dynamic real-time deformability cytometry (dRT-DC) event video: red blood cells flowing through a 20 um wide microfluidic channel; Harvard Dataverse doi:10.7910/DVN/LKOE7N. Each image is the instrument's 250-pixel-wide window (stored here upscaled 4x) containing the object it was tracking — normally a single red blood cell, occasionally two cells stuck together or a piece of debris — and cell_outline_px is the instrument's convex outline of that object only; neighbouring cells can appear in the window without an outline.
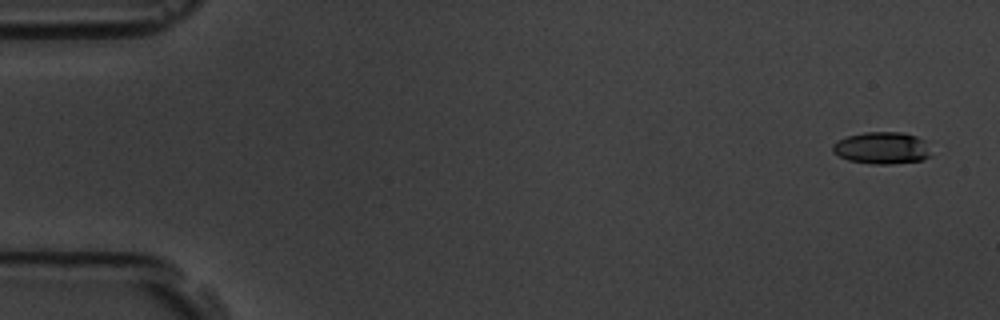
{"species": "common noctule bat (a hibernating species)", "species_latin": "Nyctalus noctula", "temperature_condition": "room temperature", "stored_images_in_passage": 5, "camera_frame_rate_fps": 3000, "um_per_image_px": 0.085, "animal": {"sex": "male", "body_mass_g": 19.5, "forearm_length_mm": 54.6}, "frame": {"image": 1, "passage_image": 1, "time_ms": 0.0, "image_size_px": [1000, 320], "cell_outline_px": [[932, 156], [924, 160], [892, 164], [872, 164], [848, 160], [832, 152], [832, 144], [836, 140], [844, 136], [864, 132], [900, 132], [916, 136], [924, 140]], "centroid_in_image_um": [74.94, 12.58], "position_along_channel_um": 10.1, "area_um2": 18.61}}
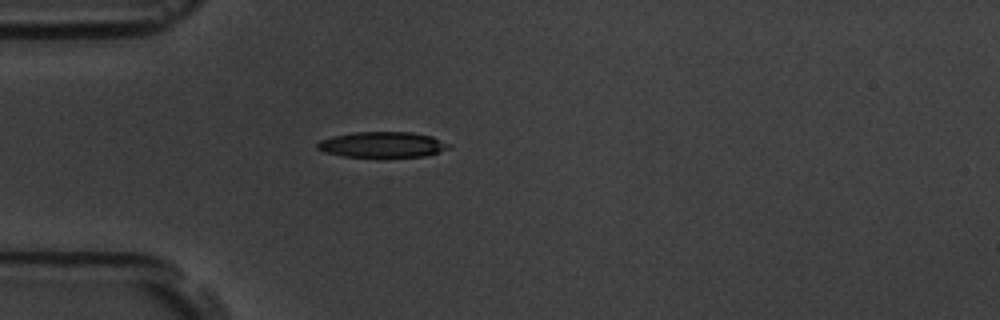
{"frame": {"image": 2, "passage_image": 5, "time_ms": 4.667, "image_size_px": [1000, 320], "cell_outline_px": [[452, 148], [440, 152], [424, 156], [344, 156], [324, 152], [316, 148], [316, 144], [320, 140], [332, 136], [352, 132], [412, 132], [432, 136], [452, 144]], "centroid_in_image_um": [32.53, 12.28], "position_along_channel_um": 52.5, "area_um2": 19.65}}